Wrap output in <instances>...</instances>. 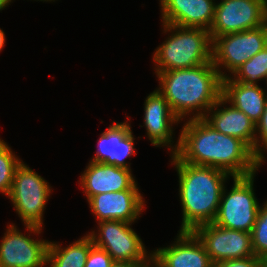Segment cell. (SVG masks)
Wrapping results in <instances>:
<instances>
[{"label": "cell", "instance_id": "cell-24", "mask_svg": "<svg viewBox=\"0 0 267 267\" xmlns=\"http://www.w3.org/2000/svg\"><path fill=\"white\" fill-rule=\"evenodd\" d=\"M265 152H267V101L261 119L256 123L255 142L252 150L254 156L262 164L266 161Z\"/></svg>", "mask_w": 267, "mask_h": 267}, {"label": "cell", "instance_id": "cell-31", "mask_svg": "<svg viewBox=\"0 0 267 267\" xmlns=\"http://www.w3.org/2000/svg\"><path fill=\"white\" fill-rule=\"evenodd\" d=\"M37 1H43V2H45V1H46V2H48V1H50V2L53 1V2H54L55 0H37Z\"/></svg>", "mask_w": 267, "mask_h": 267}, {"label": "cell", "instance_id": "cell-16", "mask_svg": "<svg viewBox=\"0 0 267 267\" xmlns=\"http://www.w3.org/2000/svg\"><path fill=\"white\" fill-rule=\"evenodd\" d=\"M125 122H114L106 131L102 132L98 139V148L92 162H102L107 165H115L131 169L125 159L136 155L134 136L131 130L130 119ZM127 121V122H126Z\"/></svg>", "mask_w": 267, "mask_h": 267}, {"label": "cell", "instance_id": "cell-13", "mask_svg": "<svg viewBox=\"0 0 267 267\" xmlns=\"http://www.w3.org/2000/svg\"><path fill=\"white\" fill-rule=\"evenodd\" d=\"M88 203L96 222L119 220L133 223L139 219L146 205L139 189L97 194Z\"/></svg>", "mask_w": 267, "mask_h": 267}, {"label": "cell", "instance_id": "cell-26", "mask_svg": "<svg viewBox=\"0 0 267 267\" xmlns=\"http://www.w3.org/2000/svg\"><path fill=\"white\" fill-rule=\"evenodd\" d=\"M214 267H261L259 257L252 256L244 259H234L214 263Z\"/></svg>", "mask_w": 267, "mask_h": 267}, {"label": "cell", "instance_id": "cell-18", "mask_svg": "<svg viewBox=\"0 0 267 267\" xmlns=\"http://www.w3.org/2000/svg\"><path fill=\"white\" fill-rule=\"evenodd\" d=\"M228 104L229 102L221 96L203 119L218 132L240 139L253 150L256 132L255 122L232 104L226 106Z\"/></svg>", "mask_w": 267, "mask_h": 267}, {"label": "cell", "instance_id": "cell-29", "mask_svg": "<svg viewBox=\"0 0 267 267\" xmlns=\"http://www.w3.org/2000/svg\"><path fill=\"white\" fill-rule=\"evenodd\" d=\"M13 2L12 0H0V11L6 8L10 3Z\"/></svg>", "mask_w": 267, "mask_h": 267}, {"label": "cell", "instance_id": "cell-14", "mask_svg": "<svg viewBox=\"0 0 267 267\" xmlns=\"http://www.w3.org/2000/svg\"><path fill=\"white\" fill-rule=\"evenodd\" d=\"M144 126L147 131V138L155 147L167 146L173 155L179 144V140L173 146V125H177L180 119L173 113L169 103L156 89L148 94L144 101Z\"/></svg>", "mask_w": 267, "mask_h": 267}, {"label": "cell", "instance_id": "cell-15", "mask_svg": "<svg viewBox=\"0 0 267 267\" xmlns=\"http://www.w3.org/2000/svg\"><path fill=\"white\" fill-rule=\"evenodd\" d=\"M80 186L87 201L94 195L139 189L131 169L89 161L79 178Z\"/></svg>", "mask_w": 267, "mask_h": 267}, {"label": "cell", "instance_id": "cell-27", "mask_svg": "<svg viewBox=\"0 0 267 267\" xmlns=\"http://www.w3.org/2000/svg\"><path fill=\"white\" fill-rule=\"evenodd\" d=\"M111 267H152V262H123L115 261Z\"/></svg>", "mask_w": 267, "mask_h": 267}, {"label": "cell", "instance_id": "cell-28", "mask_svg": "<svg viewBox=\"0 0 267 267\" xmlns=\"http://www.w3.org/2000/svg\"><path fill=\"white\" fill-rule=\"evenodd\" d=\"M5 33L4 31L0 28V52L2 51L4 45H5Z\"/></svg>", "mask_w": 267, "mask_h": 267}, {"label": "cell", "instance_id": "cell-21", "mask_svg": "<svg viewBox=\"0 0 267 267\" xmlns=\"http://www.w3.org/2000/svg\"><path fill=\"white\" fill-rule=\"evenodd\" d=\"M235 81L258 85L267 78V45L232 74Z\"/></svg>", "mask_w": 267, "mask_h": 267}, {"label": "cell", "instance_id": "cell-5", "mask_svg": "<svg viewBox=\"0 0 267 267\" xmlns=\"http://www.w3.org/2000/svg\"><path fill=\"white\" fill-rule=\"evenodd\" d=\"M255 176L256 173L232 177L233 186L229 192L224 188L212 223L226 229L252 232L260 209L254 192Z\"/></svg>", "mask_w": 267, "mask_h": 267}, {"label": "cell", "instance_id": "cell-17", "mask_svg": "<svg viewBox=\"0 0 267 267\" xmlns=\"http://www.w3.org/2000/svg\"><path fill=\"white\" fill-rule=\"evenodd\" d=\"M162 23L181 27L211 28L215 0H159Z\"/></svg>", "mask_w": 267, "mask_h": 267}, {"label": "cell", "instance_id": "cell-20", "mask_svg": "<svg viewBox=\"0 0 267 267\" xmlns=\"http://www.w3.org/2000/svg\"><path fill=\"white\" fill-rule=\"evenodd\" d=\"M92 246V239L87 234L64 248L61 244L50 241L47 265L49 267H84Z\"/></svg>", "mask_w": 267, "mask_h": 267}, {"label": "cell", "instance_id": "cell-9", "mask_svg": "<svg viewBox=\"0 0 267 267\" xmlns=\"http://www.w3.org/2000/svg\"><path fill=\"white\" fill-rule=\"evenodd\" d=\"M29 234L20 232L15 224L7 225L0 243V267H44L47 265L48 240L35 239L42 228L25 226Z\"/></svg>", "mask_w": 267, "mask_h": 267}, {"label": "cell", "instance_id": "cell-8", "mask_svg": "<svg viewBox=\"0 0 267 267\" xmlns=\"http://www.w3.org/2000/svg\"><path fill=\"white\" fill-rule=\"evenodd\" d=\"M98 225L97 233L92 230L87 235L93 245L104 249L114 261L152 262V252L145 249L142 239L131 228L132 223L104 220Z\"/></svg>", "mask_w": 267, "mask_h": 267}, {"label": "cell", "instance_id": "cell-10", "mask_svg": "<svg viewBox=\"0 0 267 267\" xmlns=\"http://www.w3.org/2000/svg\"><path fill=\"white\" fill-rule=\"evenodd\" d=\"M267 22V0H223L216 3L211 39L246 31Z\"/></svg>", "mask_w": 267, "mask_h": 267}, {"label": "cell", "instance_id": "cell-3", "mask_svg": "<svg viewBox=\"0 0 267 267\" xmlns=\"http://www.w3.org/2000/svg\"><path fill=\"white\" fill-rule=\"evenodd\" d=\"M171 160L179 179L183 216L180 231H192L201 224L212 223L230 175L214 167L181 162L174 155Z\"/></svg>", "mask_w": 267, "mask_h": 267}, {"label": "cell", "instance_id": "cell-12", "mask_svg": "<svg viewBox=\"0 0 267 267\" xmlns=\"http://www.w3.org/2000/svg\"><path fill=\"white\" fill-rule=\"evenodd\" d=\"M173 244L152 252V267H214L192 231H178Z\"/></svg>", "mask_w": 267, "mask_h": 267}, {"label": "cell", "instance_id": "cell-19", "mask_svg": "<svg viewBox=\"0 0 267 267\" xmlns=\"http://www.w3.org/2000/svg\"><path fill=\"white\" fill-rule=\"evenodd\" d=\"M222 96L255 124L261 119L267 101V91L259 85L241 83L229 76L222 79Z\"/></svg>", "mask_w": 267, "mask_h": 267}, {"label": "cell", "instance_id": "cell-30", "mask_svg": "<svg viewBox=\"0 0 267 267\" xmlns=\"http://www.w3.org/2000/svg\"><path fill=\"white\" fill-rule=\"evenodd\" d=\"M261 267H267V254L260 257Z\"/></svg>", "mask_w": 267, "mask_h": 267}, {"label": "cell", "instance_id": "cell-7", "mask_svg": "<svg viewBox=\"0 0 267 267\" xmlns=\"http://www.w3.org/2000/svg\"><path fill=\"white\" fill-rule=\"evenodd\" d=\"M267 45V22L260 27L212 39V63L222 79L231 76ZM225 71L231 73L228 74Z\"/></svg>", "mask_w": 267, "mask_h": 267}, {"label": "cell", "instance_id": "cell-4", "mask_svg": "<svg viewBox=\"0 0 267 267\" xmlns=\"http://www.w3.org/2000/svg\"><path fill=\"white\" fill-rule=\"evenodd\" d=\"M167 39L155 49V73L187 69L212 62V39L206 29L163 23Z\"/></svg>", "mask_w": 267, "mask_h": 267}, {"label": "cell", "instance_id": "cell-23", "mask_svg": "<svg viewBox=\"0 0 267 267\" xmlns=\"http://www.w3.org/2000/svg\"><path fill=\"white\" fill-rule=\"evenodd\" d=\"M252 250L256 257L267 254V200L260 206L251 232Z\"/></svg>", "mask_w": 267, "mask_h": 267}, {"label": "cell", "instance_id": "cell-6", "mask_svg": "<svg viewBox=\"0 0 267 267\" xmlns=\"http://www.w3.org/2000/svg\"><path fill=\"white\" fill-rule=\"evenodd\" d=\"M51 192L47 180L22 161L15 170L8 199L24 226L43 228V212Z\"/></svg>", "mask_w": 267, "mask_h": 267}, {"label": "cell", "instance_id": "cell-22", "mask_svg": "<svg viewBox=\"0 0 267 267\" xmlns=\"http://www.w3.org/2000/svg\"><path fill=\"white\" fill-rule=\"evenodd\" d=\"M16 156L11 147L0 138V193L6 197L11 192L15 170L23 161Z\"/></svg>", "mask_w": 267, "mask_h": 267}, {"label": "cell", "instance_id": "cell-2", "mask_svg": "<svg viewBox=\"0 0 267 267\" xmlns=\"http://www.w3.org/2000/svg\"><path fill=\"white\" fill-rule=\"evenodd\" d=\"M156 76L160 86L156 89L181 121L186 116H190L188 119L203 118L222 96V78L212 62L157 72Z\"/></svg>", "mask_w": 267, "mask_h": 267}, {"label": "cell", "instance_id": "cell-25", "mask_svg": "<svg viewBox=\"0 0 267 267\" xmlns=\"http://www.w3.org/2000/svg\"><path fill=\"white\" fill-rule=\"evenodd\" d=\"M115 261L104 250L93 245L84 267H111Z\"/></svg>", "mask_w": 267, "mask_h": 267}, {"label": "cell", "instance_id": "cell-1", "mask_svg": "<svg viewBox=\"0 0 267 267\" xmlns=\"http://www.w3.org/2000/svg\"><path fill=\"white\" fill-rule=\"evenodd\" d=\"M186 120L173 154L179 161L214 167L231 177L252 175L262 166L240 139L218 132L203 118Z\"/></svg>", "mask_w": 267, "mask_h": 267}, {"label": "cell", "instance_id": "cell-11", "mask_svg": "<svg viewBox=\"0 0 267 267\" xmlns=\"http://www.w3.org/2000/svg\"><path fill=\"white\" fill-rule=\"evenodd\" d=\"M192 232L203 244L213 264L255 256L251 233L226 229L214 223L201 224Z\"/></svg>", "mask_w": 267, "mask_h": 267}]
</instances>
